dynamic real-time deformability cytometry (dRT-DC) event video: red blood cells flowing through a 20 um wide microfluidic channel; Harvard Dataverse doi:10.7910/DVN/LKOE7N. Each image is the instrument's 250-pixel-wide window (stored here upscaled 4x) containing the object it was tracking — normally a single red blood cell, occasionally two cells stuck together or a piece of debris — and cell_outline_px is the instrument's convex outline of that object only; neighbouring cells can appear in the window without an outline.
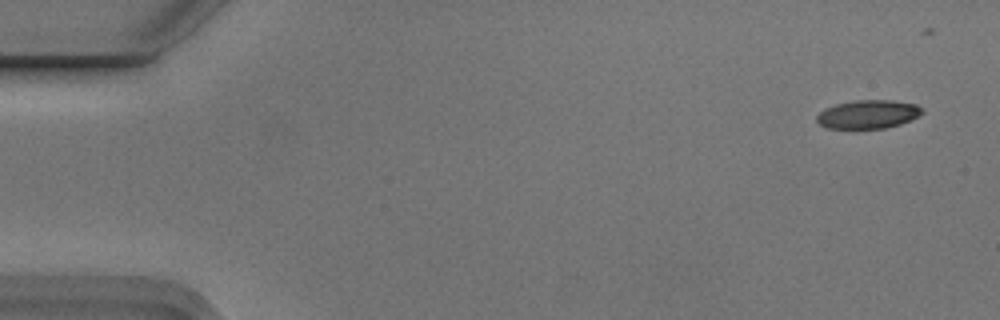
{"species": "Egyptian fruit bat (a non-hibernating species)", "species_latin": "Rousettus aegyptiacus", "temperature_condition": "cold", "stored_images_in_passage": 7, "camera_frame_rate_fps": 3000, "um_per_image_px": 0.085, "animal": {"sex": "male"}, "frame": {"image": 1, "passage_image": 1, "time_ms": 0.0, "image_size_px": [1000, 320], "cell_outline_px": [[924, 112], [900, 124], [884, 128], [828, 128], [820, 124], [816, 120], [816, 116], [824, 108], [836, 104], [852, 100], [892, 100], [916, 104]], "centroid_in_image_um": [73.74, 9.7], "position_along_channel_um": 11.3, "area_um2": 17.34}}
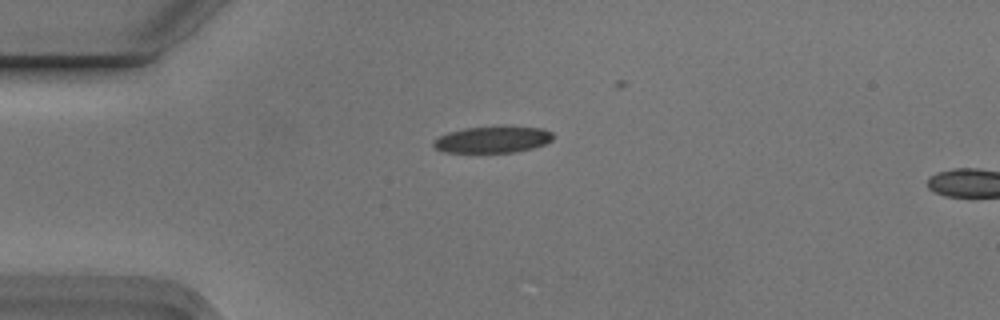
{"frame": {"image": 2, "passage_image": 4, "time_ms": 1.0, "image_size_px": [1000, 320], "cell_outline_px": [[556, 136], [552, 140], [544, 144], [532, 148], [516, 152], [444, 152], [436, 148], [432, 144], [432, 140], [448, 132], [464, 128], [544, 128], [552, 132]], "centroid_in_image_um": [41.87, 11.88], "position_along_channel_um": 43.1, "area_um2": 18.03}}